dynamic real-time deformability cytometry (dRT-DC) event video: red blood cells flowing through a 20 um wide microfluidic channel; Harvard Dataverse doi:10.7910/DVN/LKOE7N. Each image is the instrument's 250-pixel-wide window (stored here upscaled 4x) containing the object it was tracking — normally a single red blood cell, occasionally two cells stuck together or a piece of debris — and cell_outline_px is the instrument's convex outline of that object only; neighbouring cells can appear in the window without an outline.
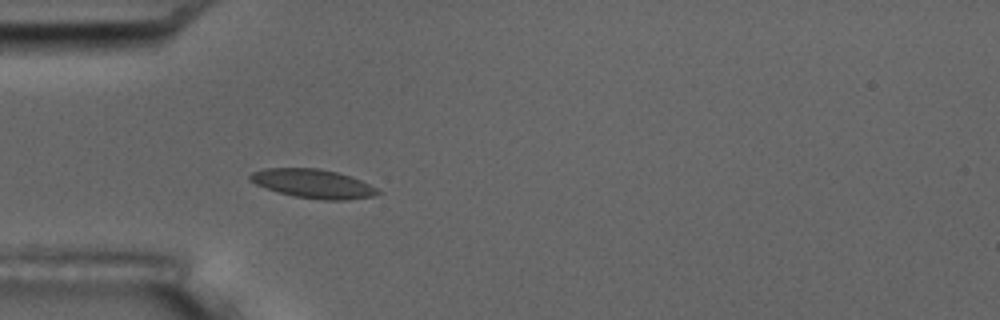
{"species": "common noctule bat (a hibernating species)", "species_latin": "Nyctalus noctula", "temperature_condition": "room temperature", "stored_images_in_passage": 5, "camera_frame_rate_fps": 3000, "um_per_image_px": 0.085, "animal": {"sex": "male", "body_mass_g": 17.5, "forearm_length_mm": 52.3}, "frame": {"image": 1, "passage_image": 5, "time_ms": 4.667, "image_size_px": [1000, 320], "cell_outline_px": [[380, 192], [372, 196], [348, 200], [320, 200], [296, 196], [280, 192], [256, 184], [248, 180], [248, 176], [252, 172], [264, 168], [320, 168], [336, 172], [360, 180], [376, 188]], "centroid_in_image_um": [26.58, 15.6], "position_along_channel_um": 58.4, "area_um2": 21.21}}